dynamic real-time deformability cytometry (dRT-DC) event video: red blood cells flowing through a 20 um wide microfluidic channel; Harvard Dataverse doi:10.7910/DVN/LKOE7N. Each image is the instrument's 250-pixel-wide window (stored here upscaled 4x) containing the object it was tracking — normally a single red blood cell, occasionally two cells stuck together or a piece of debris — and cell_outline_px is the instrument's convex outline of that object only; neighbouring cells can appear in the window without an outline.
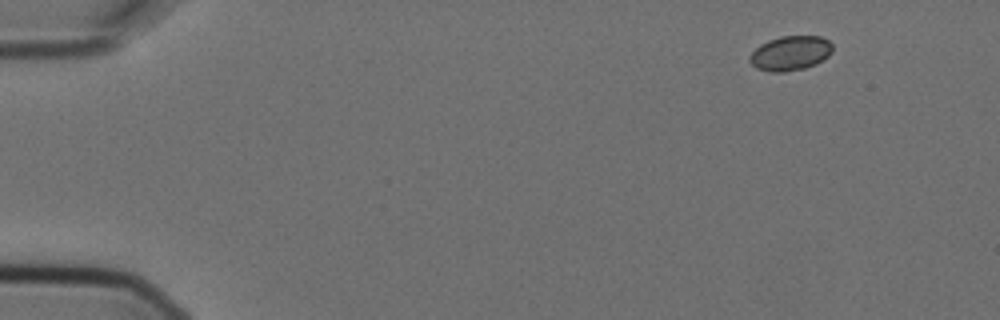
{"species": "Egyptian fruit bat (a non-hibernating species)", "species_latin": "Rousettus aegyptiacus", "temperature_condition": "cold", "stored_images_in_passage": 5, "camera_frame_rate_fps": 3000, "um_per_image_px": 0.085, "animal": {"sex": "female"}, "frame": {"image": 1, "passage_image": 1, "time_ms": 0.0, "image_size_px": [1000, 320], "cell_outline_px": [[832, 52], [828, 56], [816, 64], [804, 68], [784, 72], [772, 72], [756, 68], [748, 60], [748, 56], [760, 44], [768, 40], [780, 36], [820, 36], [828, 40], [832, 44]], "centroid_in_image_um": [67.16, 4.52], "position_along_channel_um": 17.8, "area_um2": 16.76}}
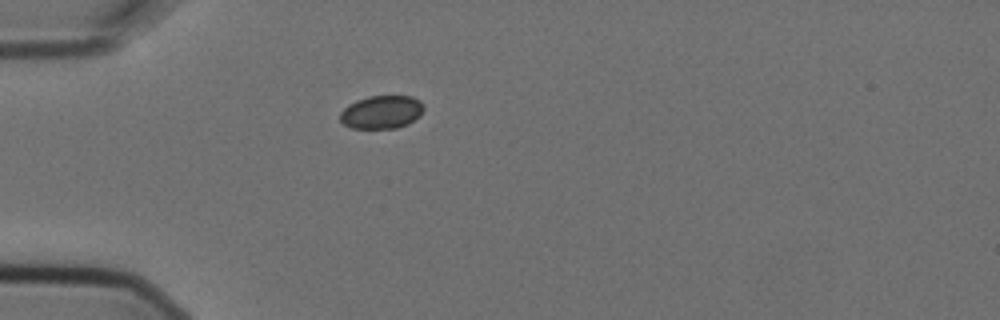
{"frame": {"image": 2, "passage_image": 4, "time_ms": 1.0, "image_size_px": [1000, 320], "cell_outline_px": [[424, 108], [420, 116], [408, 124], [396, 128], [352, 128], [344, 124], [340, 120], [340, 112], [348, 104], [356, 100], [368, 96], [412, 96], [420, 100], [424, 104]], "centroid_in_image_um": [32.45, 9.52], "position_along_channel_um": 52.6, "area_um2": 16.3}}